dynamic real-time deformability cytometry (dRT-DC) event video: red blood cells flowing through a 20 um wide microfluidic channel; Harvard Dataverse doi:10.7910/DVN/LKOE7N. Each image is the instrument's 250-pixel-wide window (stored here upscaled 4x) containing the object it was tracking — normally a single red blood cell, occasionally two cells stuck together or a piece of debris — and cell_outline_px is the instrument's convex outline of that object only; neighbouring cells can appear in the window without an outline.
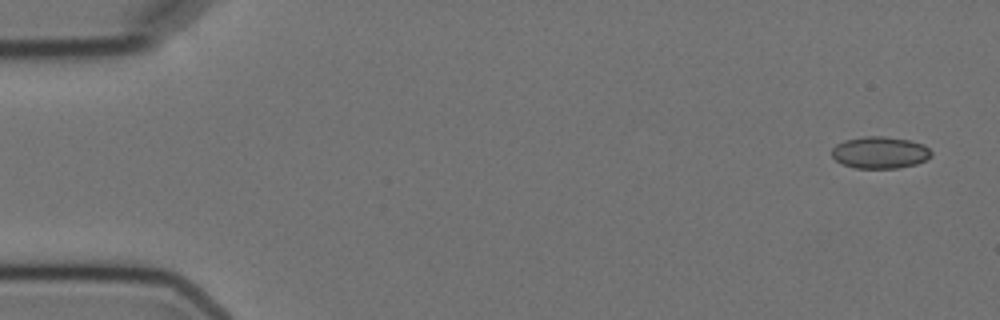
{"species": "Egyptian fruit bat (a non-hibernating species)", "species_latin": "Rousettus aegyptiacus", "temperature_condition": "cold", "stored_images_in_passage": 4, "camera_frame_rate_fps": 3000, "um_per_image_px": 0.085, "animal": {"sex": "female"}, "frame": {"image": 1, "passage_image": 1, "time_ms": 0.0, "image_size_px": [1000, 320], "cell_outline_px": [[932, 156], [916, 164], [900, 168], [856, 168], [840, 164], [832, 156], [832, 148], [836, 144], [844, 140], [864, 136], [884, 136], [908, 140], [924, 144], [932, 152]], "centroid_in_image_um": [74.78, 12.96], "position_along_channel_um": 10.2, "area_um2": 18.61}}
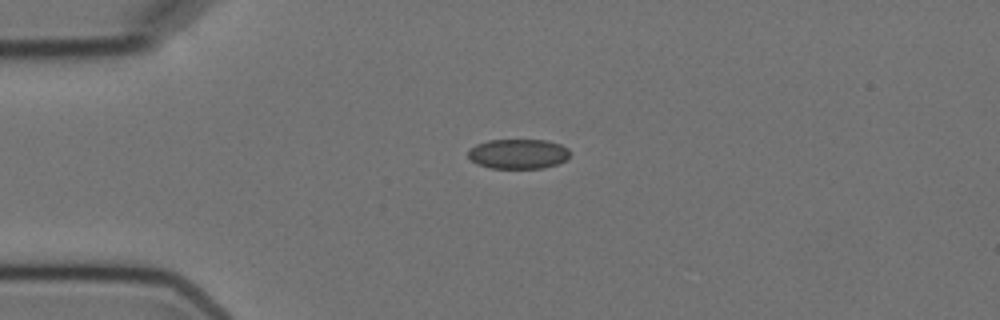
{"frame": {"image": 2, "passage_image": 3, "time_ms": 3.667, "image_size_px": [1000, 320], "cell_outline_px": [[568, 160], [556, 164], [540, 168], [492, 168], [480, 164], [472, 160], [468, 156], [468, 148], [476, 144], [488, 140], [544, 140], [560, 144], [568, 148]], "centroid_in_image_um": [44.04, 13.07], "position_along_channel_um": 41.0, "area_um2": 17.57}}